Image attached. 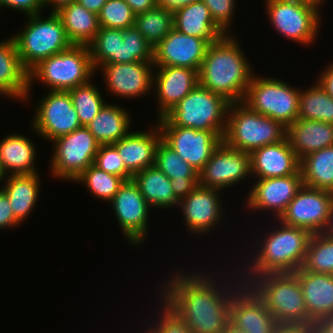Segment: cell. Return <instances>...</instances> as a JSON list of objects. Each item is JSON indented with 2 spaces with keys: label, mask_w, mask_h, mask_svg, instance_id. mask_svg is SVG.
<instances>
[{
  "label": "cell",
  "mask_w": 333,
  "mask_h": 333,
  "mask_svg": "<svg viewBox=\"0 0 333 333\" xmlns=\"http://www.w3.org/2000/svg\"><path fill=\"white\" fill-rule=\"evenodd\" d=\"M237 274L236 278L226 280L229 281L226 286L223 284L225 280H219V283L216 277L205 271L190 274L175 271L169 275V280L163 281L160 300L184 321L192 333H222L230 323L232 297L244 284Z\"/></svg>",
  "instance_id": "1"
},
{
  "label": "cell",
  "mask_w": 333,
  "mask_h": 333,
  "mask_svg": "<svg viewBox=\"0 0 333 333\" xmlns=\"http://www.w3.org/2000/svg\"><path fill=\"white\" fill-rule=\"evenodd\" d=\"M236 39L227 33L209 44L198 72L200 85L231 103L243 102L254 74Z\"/></svg>",
  "instance_id": "2"
},
{
  "label": "cell",
  "mask_w": 333,
  "mask_h": 333,
  "mask_svg": "<svg viewBox=\"0 0 333 333\" xmlns=\"http://www.w3.org/2000/svg\"><path fill=\"white\" fill-rule=\"evenodd\" d=\"M278 222L279 226L278 223L274 226L276 229L267 230L262 241H257L261 243L251 252L253 259L247 266L239 267L244 273L237 270L241 272L244 284L263 274L297 272L302 268L312 234L305 229L285 225L280 220Z\"/></svg>",
  "instance_id": "3"
},
{
  "label": "cell",
  "mask_w": 333,
  "mask_h": 333,
  "mask_svg": "<svg viewBox=\"0 0 333 333\" xmlns=\"http://www.w3.org/2000/svg\"><path fill=\"white\" fill-rule=\"evenodd\" d=\"M248 285L280 325H314L309 320L302 288L294 272L263 274L254 277Z\"/></svg>",
  "instance_id": "4"
},
{
  "label": "cell",
  "mask_w": 333,
  "mask_h": 333,
  "mask_svg": "<svg viewBox=\"0 0 333 333\" xmlns=\"http://www.w3.org/2000/svg\"><path fill=\"white\" fill-rule=\"evenodd\" d=\"M231 102L223 96L198 85L164 117L158 126L190 127L196 130L216 131L224 136Z\"/></svg>",
  "instance_id": "5"
},
{
  "label": "cell",
  "mask_w": 333,
  "mask_h": 333,
  "mask_svg": "<svg viewBox=\"0 0 333 333\" xmlns=\"http://www.w3.org/2000/svg\"><path fill=\"white\" fill-rule=\"evenodd\" d=\"M88 45L72 44L68 49L41 60L29 71V91L35 81L50 91H68L88 83L95 74ZM34 81V82H33Z\"/></svg>",
  "instance_id": "6"
},
{
  "label": "cell",
  "mask_w": 333,
  "mask_h": 333,
  "mask_svg": "<svg viewBox=\"0 0 333 333\" xmlns=\"http://www.w3.org/2000/svg\"><path fill=\"white\" fill-rule=\"evenodd\" d=\"M287 128L279 121L252 111L243 102L231 103L223 142L239 151L253 150L280 142Z\"/></svg>",
  "instance_id": "7"
},
{
  "label": "cell",
  "mask_w": 333,
  "mask_h": 333,
  "mask_svg": "<svg viewBox=\"0 0 333 333\" xmlns=\"http://www.w3.org/2000/svg\"><path fill=\"white\" fill-rule=\"evenodd\" d=\"M41 15V13L28 15L25 29L13 35L19 58L28 71L41 60L60 53L72 45L56 12H51L46 19Z\"/></svg>",
  "instance_id": "8"
},
{
  "label": "cell",
  "mask_w": 333,
  "mask_h": 333,
  "mask_svg": "<svg viewBox=\"0 0 333 333\" xmlns=\"http://www.w3.org/2000/svg\"><path fill=\"white\" fill-rule=\"evenodd\" d=\"M299 98L300 89L289 83L253 74L243 103L287 128L298 119Z\"/></svg>",
  "instance_id": "9"
},
{
  "label": "cell",
  "mask_w": 333,
  "mask_h": 333,
  "mask_svg": "<svg viewBox=\"0 0 333 333\" xmlns=\"http://www.w3.org/2000/svg\"><path fill=\"white\" fill-rule=\"evenodd\" d=\"M51 142L55 146L50 160V173L53 177L69 182H74L84 170L94 164L100 145L85 126Z\"/></svg>",
  "instance_id": "10"
},
{
  "label": "cell",
  "mask_w": 333,
  "mask_h": 333,
  "mask_svg": "<svg viewBox=\"0 0 333 333\" xmlns=\"http://www.w3.org/2000/svg\"><path fill=\"white\" fill-rule=\"evenodd\" d=\"M270 24L283 37L304 46L318 38L320 11L295 0H265Z\"/></svg>",
  "instance_id": "11"
},
{
  "label": "cell",
  "mask_w": 333,
  "mask_h": 333,
  "mask_svg": "<svg viewBox=\"0 0 333 333\" xmlns=\"http://www.w3.org/2000/svg\"><path fill=\"white\" fill-rule=\"evenodd\" d=\"M32 129L49 142L81 127L68 91H50L37 104Z\"/></svg>",
  "instance_id": "12"
},
{
  "label": "cell",
  "mask_w": 333,
  "mask_h": 333,
  "mask_svg": "<svg viewBox=\"0 0 333 333\" xmlns=\"http://www.w3.org/2000/svg\"><path fill=\"white\" fill-rule=\"evenodd\" d=\"M109 203L127 242L133 246L143 244L151 207L133 179L124 181Z\"/></svg>",
  "instance_id": "13"
},
{
  "label": "cell",
  "mask_w": 333,
  "mask_h": 333,
  "mask_svg": "<svg viewBox=\"0 0 333 333\" xmlns=\"http://www.w3.org/2000/svg\"><path fill=\"white\" fill-rule=\"evenodd\" d=\"M332 205V192L303 185L278 220L285 225L305 229L311 234L322 233Z\"/></svg>",
  "instance_id": "14"
},
{
  "label": "cell",
  "mask_w": 333,
  "mask_h": 333,
  "mask_svg": "<svg viewBox=\"0 0 333 333\" xmlns=\"http://www.w3.org/2000/svg\"><path fill=\"white\" fill-rule=\"evenodd\" d=\"M249 152L227 146L223 141L198 173L199 185L223 190L240 183L251 175Z\"/></svg>",
  "instance_id": "15"
},
{
  "label": "cell",
  "mask_w": 333,
  "mask_h": 333,
  "mask_svg": "<svg viewBox=\"0 0 333 333\" xmlns=\"http://www.w3.org/2000/svg\"><path fill=\"white\" fill-rule=\"evenodd\" d=\"M162 139L198 173L223 141L216 131L190 127L159 126Z\"/></svg>",
  "instance_id": "16"
},
{
  "label": "cell",
  "mask_w": 333,
  "mask_h": 333,
  "mask_svg": "<svg viewBox=\"0 0 333 333\" xmlns=\"http://www.w3.org/2000/svg\"><path fill=\"white\" fill-rule=\"evenodd\" d=\"M254 182L245 199L246 206L257 212L272 211L275 222L304 185L300 170L294 175L257 179Z\"/></svg>",
  "instance_id": "17"
},
{
  "label": "cell",
  "mask_w": 333,
  "mask_h": 333,
  "mask_svg": "<svg viewBox=\"0 0 333 333\" xmlns=\"http://www.w3.org/2000/svg\"><path fill=\"white\" fill-rule=\"evenodd\" d=\"M98 69L103 72L105 86L112 95L136 98L153 90V62L107 63Z\"/></svg>",
  "instance_id": "18"
},
{
  "label": "cell",
  "mask_w": 333,
  "mask_h": 333,
  "mask_svg": "<svg viewBox=\"0 0 333 333\" xmlns=\"http://www.w3.org/2000/svg\"><path fill=\"white\" fill-rule=\"evenodd\" d=\"M230 323L246 333H276L281 326L248 284H243L232 297Z\"/></svg>",
  "instance_id": "19"
},
{
  "label": "cell",
  "mask_w": 333,
  "mask_h": 333,
  "mask_svg": "<svg viewBox=\"0 0 333 333\" xmlns=\"http://www.w3.org/2000/svg\"><path fill=\"white\" fill-rule=\"evenodd\" d=\"M221 190L198 185L192 193L179 202L183 212L186 230L191 234L208 233L221 224L223 219V203ZM222 217V218H221Z\"/></svg>",
  "instance_id": "20"
},
{
  "label": "cell",
  "mask_w": 333,
  "mask_h": 333,
  "mask_svg": "<svg viewBox=\"0 0 333 333\" xmlns=\"http://www.w3.org/2000/svg\"><path fill=\"white\" fill-rule=\"evenodd\" d=\"M208 45L202 38L186 35L173 28L153 47V65L185 67L199 72Z\"/></svg>",
  "instance_id": "21"
},
{
  "label": "cell",
  "mask_w": 333,
  "mask_h": 333,
  "mask_svg": "<svg viewBox=\"0 0 333 333\" xmlns=\"http://www.w3.org/2000/svg\"><path fill=\"white\" fill-rule=\"evenodd\" d=\"M153 89L158 102L157 118L164 117L199 83L198 71L185 67L155 66ZM158 68V69H157Z\"/></svg>",
  "instance_id": "22"
},
{
  "label": "cell",
  "mask_w": 333,
  "mask_h": 333,
  "mask_svg": "<svg viewBox=\"0 0 333 333\" xmlns=\"http://www.w3.org/2000/svg\"><path fill=\"white\" fill-rule=\"evenodd\" d=\"M250 156L251 175L256 179L286 177L300 170V160L287 137L253 150Z\"/></svg>",
  "instance_id": "23"
},
{
  "label": "cell",
  "mask_w": 333,
  "mask_h": 333,
  "mask_svg": "<svg viewBox=\"0 0 333 333\" xmlns=\"http://www.w3.org/2000/svg\"><path fill=\"white\" fill-rule=\"evenodd\" d=\"M148 132L131 131L127 136L113 143L126 169L134 175L155 164V151L162 133L158 124Z\"/></svg>",
  "instance_id": "24"
},
{
  "label": "cell",
  "mask_w": 333,
  "mask_h": 333,
  "mask_svg": "<svg viewBox=\"0 0 333 333\" xmlns=\"http://www.w3.org/2000/svg\"><path fill=\"white\" fill-rule=\"evenodd\" d=\"M294 273L302 288L309 320L317 324L333 315V275L305 271L303 268Z\"/></svg>",
  "instance_id": "25"
},
{
  "label": "cell",
  "mask_w": 333,
  "mask_h": 333,
  "mask_svg": "<svg viewBox=\"0 0 333 333\" xmlns=\"http://www.w3.org/2000/svg\"><path fill=\"white\" fill-rule=\"evenodd\" d=\"M28 91L29 71L23 66L14 38L10 36L0 41V95L26 101Z\"/></svg>",
  "instance_id": "26"
},
{
  "label": "cell",
  "mask_w": 333,
  "mask_h": 333,
  "mask_svg": "<svg viewBox=\"0 0 333 333\" xmlns=\"http://www.w3.org/2000/svg\"><path fill=\"white\" fill-rule=\"evenodd\" d=\"M286 137L301 160L310 153L333 146V124L298 118L287 127Z\"/></svg>",
  "instance_id": "27"
},
{
  "label": "cell",
  "mask_w": 333,
  "mask_h": 333,
  "mask_svg": "<svg viewBox=\"0 0 333 333\" xmlns=\"http://www.w3.org/2000/svg\"><path fill=\"white\" fill-rule=\"evenodd\" d=\"M173 28L186 35L202 38L208 44L226 35L201 0L176 9L173 12Z\"/></svg>",
  "instance_id": "28"
},
{
  "label": "cell",
  "mask_w": 333,
  "mask_h": 333,
  "mask_svg": "<svg viewBox=\"0 0 333 333\" xmlns=\"http://www.w3.org/2000/svg\"><path fill=\"white\" fill-rule=\"evenodd\" d=\"M32 142L34 141L18 133H10L0 140V159L6 174L39 173L35 167L36 147Z\"/></svg>",
  "instance_id": "29"
},
{
  "label": "cell",
  "mask_w": 333,
  "mask_h": 333,
  "mask_svg": "<svg viewBox=\"0 0 333 333\" xmlns=\"http://www.w3.org/2000/svg\"><path fill=\"white\" fill-rule=\"evenodd\" d=\"M38 173L8 175L1 189L8 196L14 217L22 224L31 214L40 192Z\"/></svg>",
  "instance_id": "30"
},
{
  "label": "cell",
  "mask_w": 333,
  "mask_h": 333,
  "mask_svg": "<svg viewBox=\"0 0 333 333\" xmlns=\"http://www.w3.org/2000/svg\"><path fill=\"white\" fill-rule=\"evenodd\" d=\"M129 115L124 107L105 103L86 127L100 145L113 144L131 132Z\"/></svg>",
  "instance_id": "31"
},
{
  "label": "cell",
  "mask_w": 333,
  "mask_h": 333,
  "mask_svg": "<svg viewBox=\"0 0 333 333\" xmlns=\"http://www.w3.org/2000/svg\"><path fill=\"white\" fill-rule=\"evenodd\" d=\"M68 40L74 45H88L100 29L98 15L78 2L62 6L56 11Z\"/></svg>",
  "instance_id": "32"
},
{
  "label": "cell",
  "mask_w": 333,
  "mask_h": 333,
  "mask_svg": "<svg viewBox=\"0 0 333 333\" xmlns=\"http://www.w3.org/2000/svg\"><path fill=\"white\" fill-rule=\"evenodd\" d=\"M132 179L151 208L168 210L179 205L171 180L157 167L151 166L139 171Z\"/></svg>",
  "instance_id": "33"
},
{
  "label": "cell",
  "mask_w": 333,
  "mask_h": 333,
  "mask_svg": "<svg viewBox=\"0 0 333 333\" xmlns=\"http://www.w3.org/2000/svg\"><path fill=\"white\" fill-rule=\"evenodd\" d=\"M300 171L304 186L333 193V146L302 158Z\"/></svg>",
  "instance_id": "34"
},
{
  "label": "cell",
  "mask_w": 333,
  "mask_h": 333,
  "mask_svg": "<svg viewBox=\"0 0 333 333\" xmlns=\"http://www.w3.org/2000/svg\"><path fill=\"white\" fill-rule=\"evenodd\" d=\"M304 90H300L298 118L333 124V98L318 82Z\"/></svg>",
  "instance_id": "35"
},
{
  "label": "cell",
  "mask_w": 333,
  "mask_h": 333,
  "mask_svg": "<svg viewBox=\"0 0 333 333\" xmlns=\"http://www.w3.org/2000/svg\"><path fill=\"white\" fill-rule=\"evenodd\" d=\"M134 26L155 47L173 29V11L156 5L135 17Z\"/></svg>",
  "instance_id": "36"
},
{
  "label": "cell",
  "mask_w": 333,
  "mask_h": 333,
  "mask_svg": "<svg viewBox=\"0 0 333 333\" xmlns=\"http://www.w3.org/2000/svg\"><path fill=\"white\" fill-rule=\"evenodd\" d=\"M120 41H123L122 29L100 26L97 35L88 44L94 70L107 63H118Z\"/></svg>",
  "instance_id": "37"
},
{
  "label": "cell",
  "mask_w": 333,
  "mask_h": 333,
  "mask_svg": "<svg viewBox=\"0 0 333 333\" xmlns=\"http://www.w3.org/2000/svg\"><path fill=\"white\" fill-rule=\"evenodd\" d=\"M302 268L305 271L333 275V239L324 233L312 234Z\"/></svg>",
  "instance_id": "38"
},
{
  "label": "cell",
  "mask_w": 333,
  "mask_h": 333,
  "mask_svg": "<svg viewBox=\"0 0 333 333\" xmlns=\"http://www.w3.org/2000/svg\"><path fill=\"white\" fill-rule=\"evenodd\" d=\"M155 167L171 181L199 180L195 171L161 138L155 151Z\"/></svg>",
  "instance_id": "39"
},
{
  "label": "cell",
  "mask_w": 333,
  "mask_h": 333,
  "mask_svg": "<svg viewBox=\"0 0 333 333\" xmlns=\"http://www.w3.org/2000/svg\"><path fill=\"white\" fill-rule=\"evenodd\" d=\"M124 181L123 178L107 173L92 164L74 182L83 183L92 195L101 198L102 201L110 202Z\"/></svg>",
  "instance_id": "40"
},
{
  "label": "cell",
  "mask_w": 333,
  "mask_h": 333,
  "mask_svg": "<svg viewBox=\"0 0 333 333\" xmlns=\"http://www.w3.org/2000/svg\"><path fill=\"white\" fill-rule=\"evenodd\" d=\"M91 81L68 90L80 124L85 127L105 105V100L102 98L103 95H101V92Z\"/></svg>",
  "instance_id": "41"
},
{
  "label": "cell",
  "mask_w": 333,
  "mask_h": 333,
  "mask_svg": "<svg viewBox=\"0 0 333 333\" xmlns=\"http://www.w3.org/2000/svg\"><path fill=\"white\" fill-rule=\"evenodd\" d=\"M118 63L153 62V47L135 26L122 29Z\"/></svg>",
  "instance_id": "42"
},
{
  "label": "cell",
  "mask_w": 333,
  "mask_h": 333,
  "mask_svg": "<svg viewBox=\"0 0 333 333\" xmlns=\"http://www.w3.org/2000/svg\"><path fill=\"white\" fill-rule=\"evenodd\" d=\"M136 15L124 0H107L98 14L100 26L127 29L134 26Z\"/></svg>",
  "instance_id": "43"
},
{
  "label": "cell",
  "mask_w": 333,
  "mask_h": 333,
  "mask_svg": "<svg viewBox=\"0 0 333 333\" xmlns=\"http://www.w3.org/2000/svg\"><path fill=\"white\" fill-rule=\"evenodd\" d=\"M94 165L107 173L123 178L125 181L133 178V175L126 169L117 148L113 144L99 145Z\"/></svg>",
  "instance_id": "44"
},
{
  "label": "cell",
  "mask_w": 333,
  "mask_h": 333,
  "mask_svg": "<svg viewBox=\"0 0 333 333\" xmlns=\"http://www.w3.org/2000/svg\"><path fill=\"white\" fill-rule=\"evenodd\" d=\"M159 309V318L150 326L156 333H192L184 321L171 310L162 300ZM153 325V326H152Z\"/></svg>",
  "instance_id": "45"
},
{
  "label": "cell",
  "mask_w": 333,
  "mask_h": 333,
  "mask_svg": "<svg viewBox=\"0 0 333 333\" xmlns=\"http://www.w3.org/2000/svg\"><path fill=\"white\" fill-rule=\"evenodd\" d=\"M209 8L215 23L227 34L235 14V0H201Z\"/></svg>",
  "instance_id": "46"
},
{
  "label": "cell",
  "mask_w": 333,
  "mask_h": 333,
  "mask_svg": "<svg viewBox=\"0 0 333 333\" xmlns=\"http://www.w3.org/2000/svg\"><path fill=\"white\" fill-rule=\"evenodd\" d=\"M19 10L25 15L39 14L45 8L43 0H0V8Z\"/></svg>",
  "instance_id": "47"
},
{
  "label": "cell",
  "mask_w": 333,
  "mask_h": 333,
  "mask_svg": "<svg viewBox=\"0 0 333 333\" xmlns=\"http://www.w3.org/2000/svg\"><path fill=\"white\" fill-rule=\"evenodd\" d=\"M20 222L14 217L6 193L0 188V229L17 227Z\"/></svg>",
  "instance_id": "48"
},
{
  "label": "cell",
  "mask_w": 333,
  "mask_h": 333,
  "mask_svg": "<svg viewBox=\"0 0 333 333\" xmlns=\"http://www.w3.org/2000/svg\"><path fill=\"white\" fill-rule=\"evenodd\" d=\"M175 198L180 202L189 196L192 191L199 185V180H180L171 181Z\"/></svg>",
  "instance_id": "49"
},
{
  "label": "cell",
  "mask_w": 333,
  "mask_h": 333,
  "mask_svg": "<svg viewBox=\"0 0 333 333\" xmlns=\"http://www.w3.org/2000/svg\"><path fill=\"white\" fill-rule=\"evenodd\" d=\"M328 65L321 75H319L317 82L333 98V63Z\"/></svg>",
  "instance_id": "50"
},
{
  "label": "cell",
  "mask_w": 333,
  "mask_h": 333,
  "mask_svg": "<svg viewBox=\"0 0 333 333\" xmlns=\"http://www.w3.org/2000/svg\"><path fill=\"white\" fill-rule=\"evenodd\" d=\"M135 15L144 13L157 5V0H124Z\"/></svg>",
  "instance_id": "51"
},
{
  "label": "cell",
  "mask_w": 333,
  "mask_h": 333,
  "mask_svg": "<svg viewBox=\"0 0 333 333\" xmlns=\"http://www.w3.org/2000/svg\"><path fill=\"white\" fill-rule=\"evenodd\" d=\"M196 1L199 0H157V5L174 12L176 9Z\"/></svg>",
  "instance_id": "52"
},
{
  "label": "cell",
  "mask_w": 333,
  "mask_h": 333,
  "mask_svg": "<svg viewBox=\"0 0 333 333\" xmlns=\"http://www.w3.org/2000/svg\"><path fill=\"white\" fill-rule=\"evenodd\" d=\"M77 2L95 14H99L107 0H77Z\"/></svg>",
  "instance_id": "53"
},
{
  "label": "cell",
  "mask_w": 333,
  "mask_h": 333,
  "mask_svg": "<svg viewBox=\"0 0 333 333\" xmlns=\"http://www.w3.org/2000/svg\"><path fill=\"white\" fill-rule=\"evenodd\" d=\"M276 333H312V326L281 325Z\"/></svg>",
  "instance_id": "54"
},
{
  "label": "cell",
  "mask_w": 333,
  "mask_h": 333,
  "mask_svg": "<svg viewBox=\"0 0 333 333\" xmlns=\"http://www.w3.org/2000/svg\"><path fill=\"white\" fill-rule=\"evenodd\" d=\"M77 2V0H43L44 7L51 6L50 12H56L62 6Z\"/></svg>",
  "instance_id": "55"
},
{
  "label": "cell",
  "mask_w": 333,
  "mask_h": 333,
  "mask_svg": "<svg viewBox=\"0 0 333 333\" xmlns=\"http://www.w3.org/2000/svg\"><path fill=\"white\" fill-rule=\"evenodd\" d=\"M316 325L324 333H333V315L321 319Z\"/></svg>",
  "instance_id": "56"
},
{
  "label": "cell",
  "mask_w": 333,
  "mask_h": 333,
  "mask_svg": "<svg viewBox=\"0 0 333 333\" xmlns=\"http://www.w3.org/2000/svg\"><path fill=\"white\" fill-rule=\"evenodd\" d=\"M322 233L333 239V205L331 206L327 224Z\"/></svg>",
  "instance_id": "57"
},
{
  "label": "cell",
  "mask_w": 333,
  "mask_h": 333,
  "mask_svg": "<svg viewBox=\"0 0 333 333\" xmlns=\"http://www.w3.org/2000/svg\"><path fill=\"white\" fill-rule=\"evenodd\" d=\"M295 1L312 6L315 9H317L318 11H320L319 10L320 6H322V4H323L322 2H324L325 0H295Z\"/></svg>",
  "instance_id": "58"
},
{
  "label": "cell",
  "mask_w": 333,
  "mask_h": 333,
  "mask_svg": "<svg viewBox=\"0 0 333 333\" xmlns=\"http://www.w3.org/2000/svg\"><path fill=\"white\" fill-rule=\"evenodd\" d=\"M222 333H246L244 330L236 328L234 325L229 323L226 329Z\"/></svg>",
  "instance_id": "59"
},
{
  "label": "cell",
  "mask_w": 333,
  "mask_h": 333,
  "mask_svg": "<svg viewBox=\"0 0 333 333\" xmlns=\"http://www.w3.org/2000/svg\"><path fill=\"white\" fill-rule=\"evenodd\" d=\"M8 176V174L5 173L1 159H0V182H2V180L6 179Z\"/></svg>",
  "instance_id": "60"
},
{
  "label": "cell",
  "mask_w": 333,
  "mask_h": 333,
  "mask_svg": "<svg viewBox=\"0 0 333 333\" xmlns=\"http://www.w3.org/2000/svg\"><path fill=\"white\" fill-rule=\"evenodd\" d=\"M312 333H324L316 324L312 326Z\"/></svg>",
  "instance_id": "61"
},
{
  "label": "cell",
  "mask_w": 333,
  "mask_h": 333,
  "mask_svg": "<svg viewBox=\"0 0 333 333\" xmlns=\"http://www.w3.org/2000/svg\"><path fill=\"white\" fill-rule=\"evenodd\" d=\"M143 333H156L150 326Z\"/></svg>",
  "instance_id": "62"
}]
</instances>
